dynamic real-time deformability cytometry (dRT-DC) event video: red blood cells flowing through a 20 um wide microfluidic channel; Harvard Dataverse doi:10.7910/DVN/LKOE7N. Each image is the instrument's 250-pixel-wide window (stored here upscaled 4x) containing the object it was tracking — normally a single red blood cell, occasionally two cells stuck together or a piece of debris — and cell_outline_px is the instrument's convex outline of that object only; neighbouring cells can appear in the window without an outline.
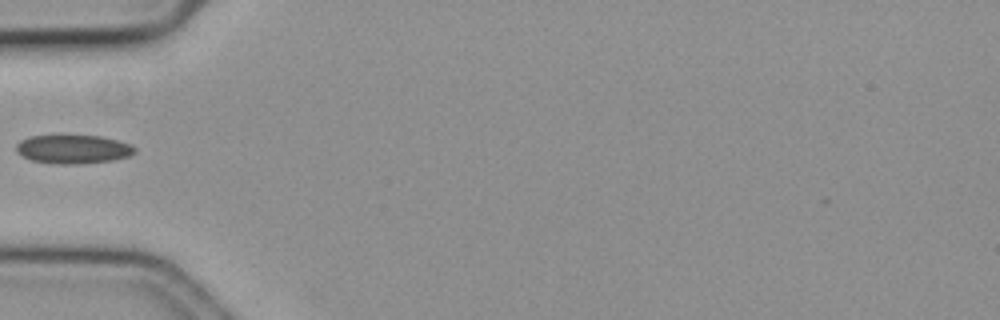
{"species": "common noctule bat (a hibernating species)", "species_latin": "Nyctalus noctula", "temperature_condition": "cold", "stored_images_in_passage": 43, "camera_frame_rate_fps": 3000, "um_per_image_px": 0.085, "animal": {"sex": "female", "body_mass_g": 19.3, "forearm_length_mm": 54.1}, "frame": {"image": 1, "passage_image": 3, "time_ms": 0.667, "image_size_px": [1000, 320], "cell_outline_px": [[136, 152], [128, 156], [112, 160], [80, 164], [52, 164], [32, 160], [16, 152], [16, 144], [20, 140], [28, 136], [60, 132], [64, 132], [100, 136], [132, 144], [136, 148]], "centroid_in_image_um": [6.17, 12.62], "position_along_channel_um": 78.8, "area_um2": 20.92}}
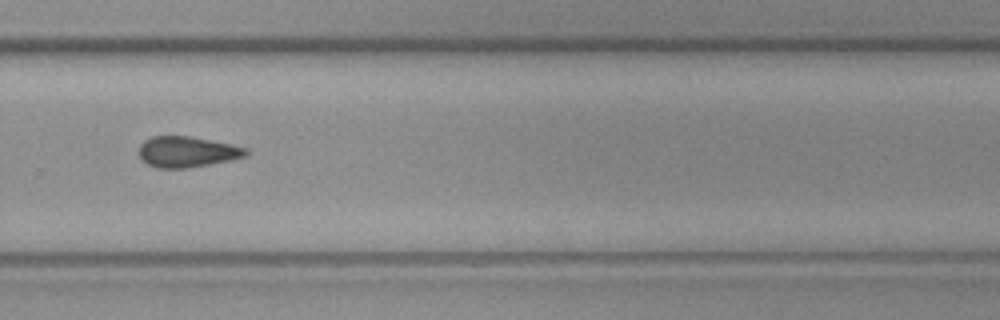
{"frame": {"image": 2, "passage_image": 23, "time_ms": 7.333, "image_size_px": [1000, 320], "cell_outline_px": [[248, 156], [188, 168], [156, 168], [140, 160], [136, 152], [140, 144], [144, 140], [152, 136], [188, 136], [232, 144], [248, 148]], "centroid_in_image_um": [15.84, 12.9], "position_along_channel_um": 314.0, "area_um2": 19.42}}
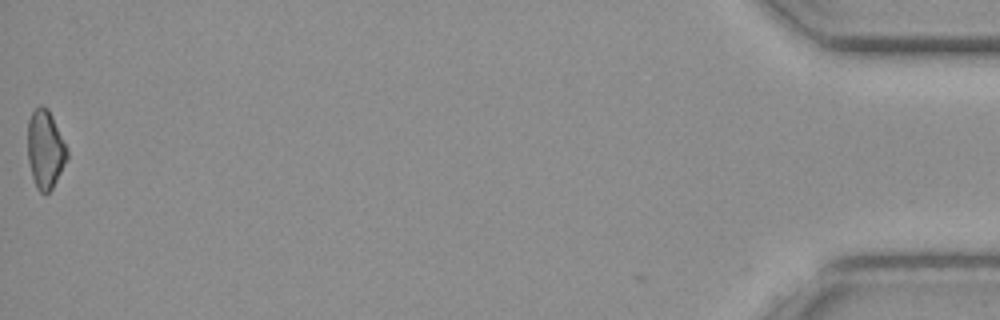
{"frame": {"image": 3, "passage_image": 42, "time_ms": 13.667, "image_size_px": [1000, 320], "cell_outline_px": [[68, 156], [52, 188], [48, 192], [40, 192], [36, 188], [32, 176], [28, 160], [28, 120], [32, 112], [40, 104], [48, 108], [52, 116], [68, 152]], "centroid_in_image_um": [3.82, 12.67], "position_along_channel_um": 431.4, "area_um2": 17.63}}